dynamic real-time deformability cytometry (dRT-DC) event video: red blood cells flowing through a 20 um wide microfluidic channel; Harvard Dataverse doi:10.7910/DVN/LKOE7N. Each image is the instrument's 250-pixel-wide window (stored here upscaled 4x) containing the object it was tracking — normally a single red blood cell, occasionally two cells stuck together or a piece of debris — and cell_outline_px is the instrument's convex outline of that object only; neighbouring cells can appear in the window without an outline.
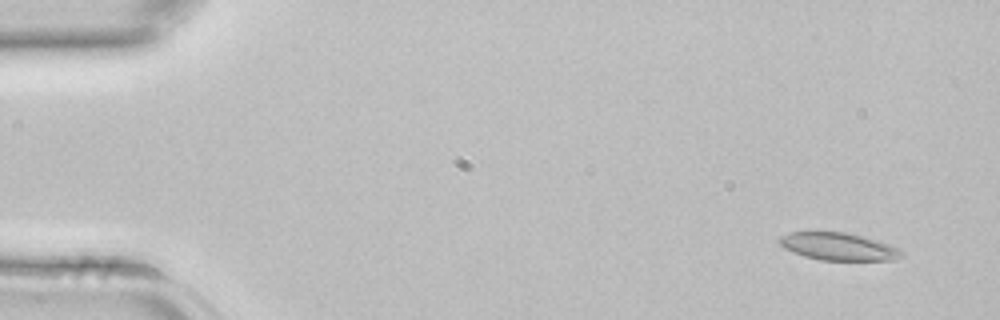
{"species": "common noctule bat (a hibernating species)", "species_latin": "Nyctalus noctula", "temperature_condition": "room temperature", "stored_images_in_passage": 5, "segment_of_instrument_passage": [2, 2], "camera_frame_rate_fps": 3000, "um_per_image_px": 0.085, "animal": {"sex": "female", "body_mass_g": 22.7, "forearm_length_mm": 54.2}, "frame": {"image": 1, "passage_image": 5, "time_ms": 1.333, "image_size_px": [1000, 320], "cell_outline_px": [[904, 256], [892, 260], [820, 260], [804, 256], [792, 252], [784, 248], [780, 244], [780, 236], [788, 232], [844, 232], [864, 236], [900, 248], [904, 252]], "centroid_in_image_um": [71.29, 20.96], "position_along_channel_um": 13.7, "area_um2": 19.65}}